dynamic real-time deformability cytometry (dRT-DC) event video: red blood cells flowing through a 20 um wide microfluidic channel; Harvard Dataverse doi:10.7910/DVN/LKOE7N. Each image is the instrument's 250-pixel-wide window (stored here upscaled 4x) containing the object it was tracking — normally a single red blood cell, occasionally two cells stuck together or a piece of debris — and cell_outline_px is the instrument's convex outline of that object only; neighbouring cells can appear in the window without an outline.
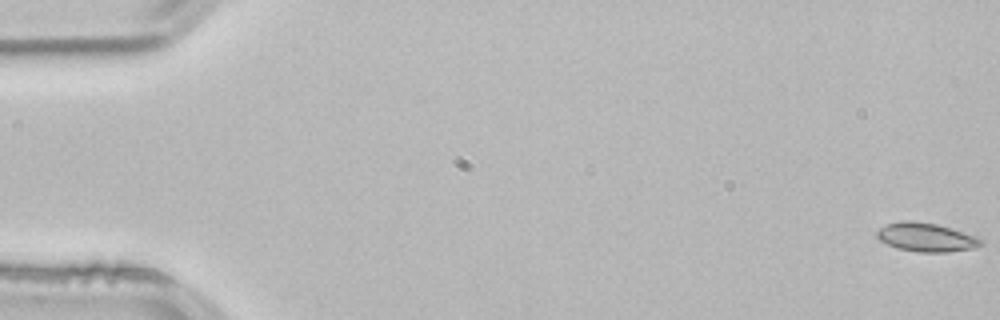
{"species": "common noctule bat (a hibernating species)", "species_latin": "Nyctalus noctula", "temperature_condition": "room temperature", "stored_images_in_passage": 54, "camera_frame_rate_fps": 3000, "um_per_image_px": 0.085, "animal": {"sex": "male", "body_mass_g": 21.5, "forearm_length_mm": 52.0}, "frame": {"image": 1, "passage_image": 1, "time_ms": 0.0, "image_size_px": [1000, 320], "cell_outline_px": [[984, 244], [972, 248], [944, 252], [916, 252], [896, 248], [880, 240], [876, 236], [876, 232], [884, 224], [900, 220], [908, 220], [936, 224], [952, 228], [980, 236], [984, 240]], "centroid_in_image_um": [78.74, 20.15], "position_along_channel_um": 6.3, "area_um2": 17.69}}
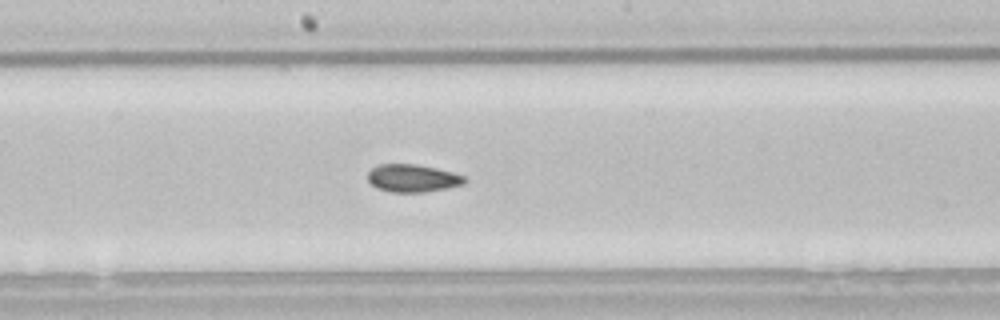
{"frame": {"image": 2, "passage_image": 29, "time_ms": 9.333, "image_size_px": [1000, 320], "cell_outline_px": [[468, 180], [464, 184], [424, 192], [392, 192], [376, 188], [368, 180], [368, 172], [372, 168], [380, 164], [416, 164], [436, 168], [452, 172], [464, 176]], "centroid_in_image_um": [35.07, 15.14], "position_along_channel_um": 213.1, "area_um2": 15.55}}
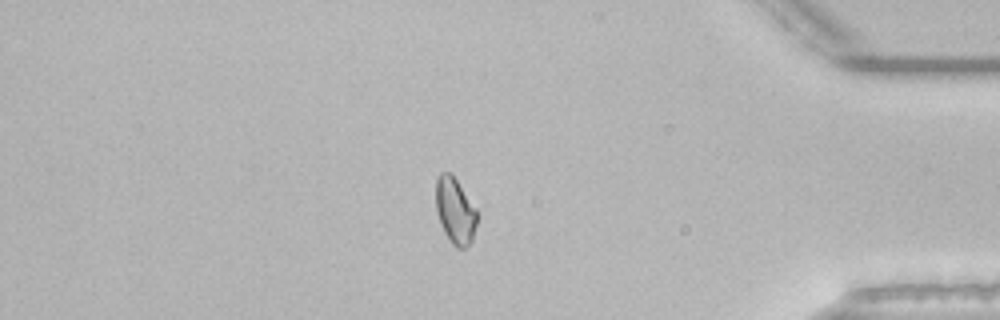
{"frame": {"image": 3, "passage_image": 46, "time_ms": 15.0, "image_size_px": [1000, 320], "cell_outline_px": [[476, 224], [472, 240], [464, 248], [456, 248], [452, 244], [444, 232], [440, 224], [436, 212], [436, 180], [440, 172], [448, 172], [456, 180], [476, 208]], "centroid_in_image_um": [38.66, 17.93], "position_along_channel_um": 396.5, "area_um2": 15.66}, "authors_computed_cell_mechanics": {"area_um2": 16.0684, "velocity_mm_per_s": 3.8312, "shape_relaxation_time_tau1_ms": 5.1562, "shape_relaxation_time_tau2_ms": 2.6566, "deformation_change_tau1": 0.0932, "deformation_change_tau2": 0.0609}}